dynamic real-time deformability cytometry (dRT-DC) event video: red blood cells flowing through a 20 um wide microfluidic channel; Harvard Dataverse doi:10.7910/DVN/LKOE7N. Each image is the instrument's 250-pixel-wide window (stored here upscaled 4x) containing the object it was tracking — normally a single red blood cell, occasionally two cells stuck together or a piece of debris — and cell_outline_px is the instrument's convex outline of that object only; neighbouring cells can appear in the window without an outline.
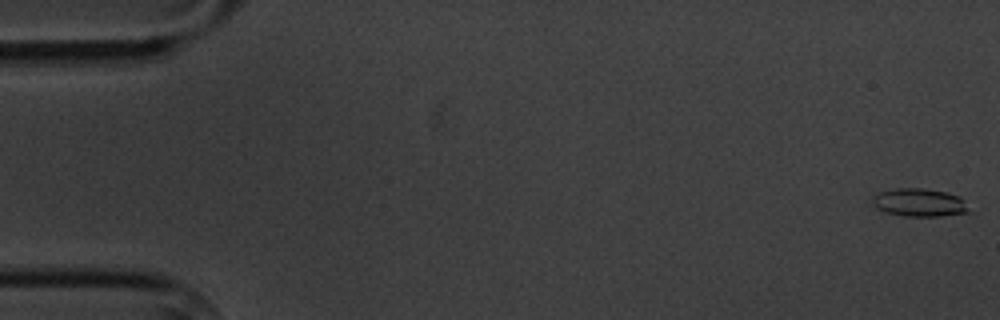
{"species": "common noctule bat (a hibernating species)", "species_latin": "Nyctalus noctula", "temperature_condition": "cold", "stored_images_in_passage": 3, "camera_frame_rate_fps": 3000, "um_per_image_px": 0.085, "animal": {"sex": "male", "body_mass_g": 20.1, "forearm_length_mm": 53.5}, "frame": {"image": 1, "passage_image": 1, "time_ms": 0.0, "image_size_px": [1000, 320], "cell_outline_px": [[972, 212], [940, 216], [904, 216], [884, 212], [876, 208], [872, 204], [872, 196], [880, 192], [896, 188], [924, 188], [948, 192], [960, 196], [964, 200]], "centroid_in_image_um": [78.16, 17.21], "position_along_channel_um": 6.8, "area_um2": 16.07}}